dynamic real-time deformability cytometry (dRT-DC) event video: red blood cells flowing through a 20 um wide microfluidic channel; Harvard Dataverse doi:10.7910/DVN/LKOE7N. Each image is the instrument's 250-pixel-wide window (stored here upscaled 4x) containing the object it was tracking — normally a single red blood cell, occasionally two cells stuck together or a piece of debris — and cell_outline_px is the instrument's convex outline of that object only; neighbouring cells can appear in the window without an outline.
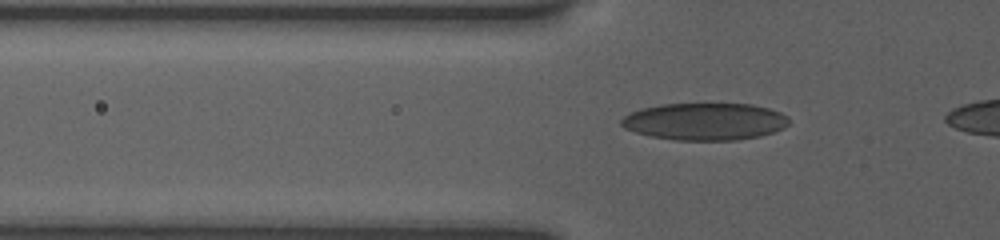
{"species": "human", "species_latin": "Homo sapiens", "temperature_condition": "room temperature", "stored_images_in_passage": 10, "camera_frame_rate_fps": 3000, "um_per_image_px": 0.085, "donor": {"sex": "female"}, "frame": {"image": 1, "passage_image": 7, "time_ms": 2.333, "image_size_px": [1000, 240], "cell_outline_px": [[788, 124], [784, 128], [760, 136], [736, 140], [672, 140], [652, 136], [636, 132], [624, 128], [620, 124], [620, 120], [628, 112], [640, 108], [664, 104], [752, 104], [768, 108], [780, 112], [788, 116]], "centroid_in_image_um": [59.89, 10.33], "position_along_channel_um": 65.9, "area_um2": 36.41}}